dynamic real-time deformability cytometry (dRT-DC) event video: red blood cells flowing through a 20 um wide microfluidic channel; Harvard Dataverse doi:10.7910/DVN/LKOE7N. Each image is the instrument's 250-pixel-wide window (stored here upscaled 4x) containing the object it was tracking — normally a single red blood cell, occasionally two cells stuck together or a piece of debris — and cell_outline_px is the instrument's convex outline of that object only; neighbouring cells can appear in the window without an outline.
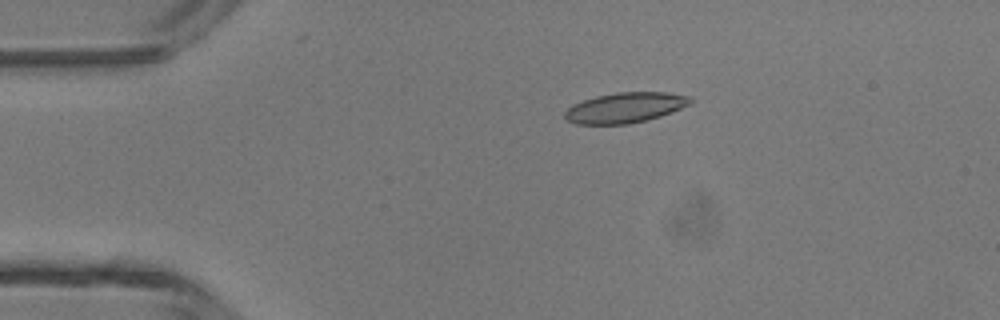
{"species": "common noctule bat (a hibernating species)", "species_latin": "Nyctalus noctula", "temperature_condition": "room temperature", "stored_images_in_passage": 41, "camera_frame_rate_fps": 3000, "um_per_image_px": 0.085, "animal": {"sex": "male", "body_mass_g": 13.3}, "frame": {"image": 1, "passage_image": 3, "time_ms": 0.667, "image_size_px": [1000, 320], "cell_outline_px": [[692, 104], [672, 112], [660, 116], [628, 124], [576, 124], [568, 120], [564, 116], [564, 112], [568, 108], [584, 100], [596, 96], [616, 92], [668, 92], [692, 96]], "centroid_in_image_um": [53.19, 9.14], "position_along_channel_um": 31.8, "area_um2": 22.14}}
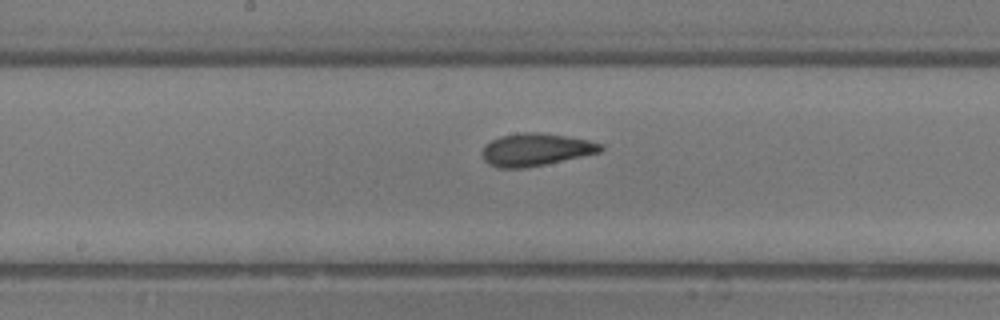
{"frame": {"image": 2, "passage_image": 18, "time_ms": 5.667, "image_size_px": [1000, 320], "cell_outline_px": [[604, 148], [600, 152], [544, 164], [524, 168], [496, 168], [488, 164], [484, 160], [484, 144], [500, 136], [524, 132], [540, 132], [588, 140], [604, 144]], "centroid_in_image_um": [45.53, 12.71], "position_along_channel_um": 202.7, "area_um2": 22.25}}
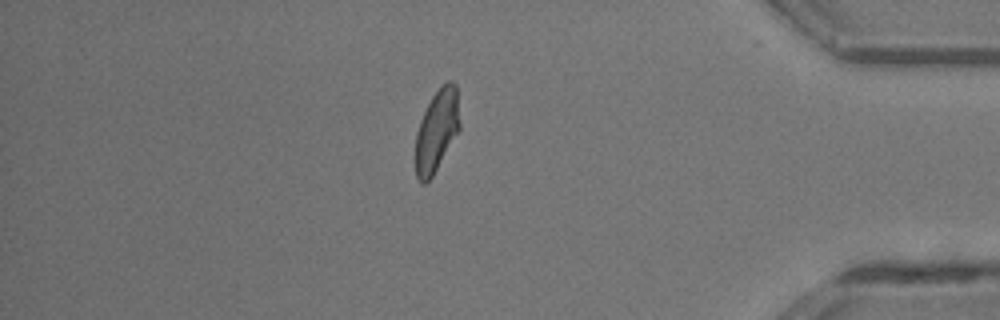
{"frame": {"image": 3, "passage_image": 34, "time_ms": 11.0, "image_size_px": [1000, 320], "cell_outline_px": [[460, 128], [432, 176], [424, 184], [416, 176], [416, 132], [420, 120], [432, 96], [448, 80], [452, 80], [456, 84], [460, 124]], "centroid_in_image_um": [37.13, 11.07], "position_along_channel_um": 398.1, "area_um2": 20.69}, "authors_computed_cell_mechanics": {"area_um2": 21.964, "velocity_mm_per_s": 4.3649, "shape_relaxation_time_tau1_ms": 8.1913, "shape_relaxation_time_tau2_ms": 1.35, "deformation_change_tau1": 0.2258, "deformation_change_tau2": 0.0761}}